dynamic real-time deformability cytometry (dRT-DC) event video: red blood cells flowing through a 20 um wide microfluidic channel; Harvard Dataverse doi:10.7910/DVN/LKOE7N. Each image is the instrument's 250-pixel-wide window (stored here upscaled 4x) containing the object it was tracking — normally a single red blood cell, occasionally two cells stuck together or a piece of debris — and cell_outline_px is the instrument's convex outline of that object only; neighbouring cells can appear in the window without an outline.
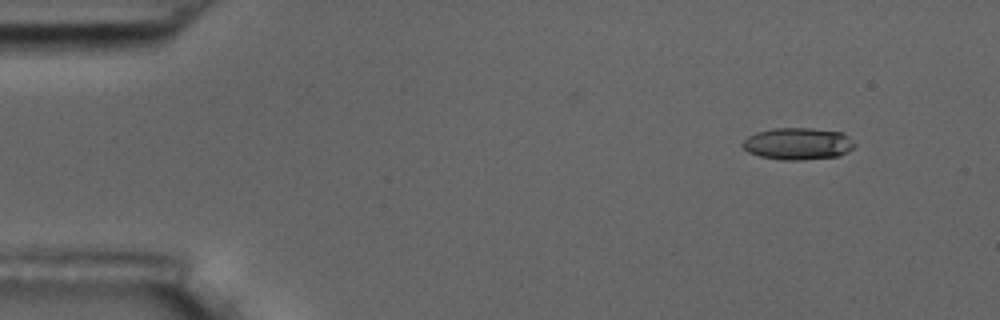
{"species": "common noctule bat (a hibernating species)", "species_latin": "Nyctalus noctula", "temperature_condition": "room temperature", "stored_images_in_passage": 4, "camera_frame_rate_fps": 3000, "um_per_image_px": 0.085, "animal": {"sex": "male", "body_mass_g": 17.5, "forearm_length_mm": 52.3}, "frame": {"image": 1, "passage_image": 1, "time_ms": 0.0, "image_size_px": [1000, 320], "cell_outline_px": [[856, 144], [848, 152], [840, 156], [800, 160], [784, 160], [760, 156], [748, 152], [740, 144], [748, 136], [756, 132], [772, 128], [812, 128], [844, 132]], "centroid_in_image_um": [67.83, 12.21], "position_along_channel_um": 17.2, "area_um2": 21.04}}
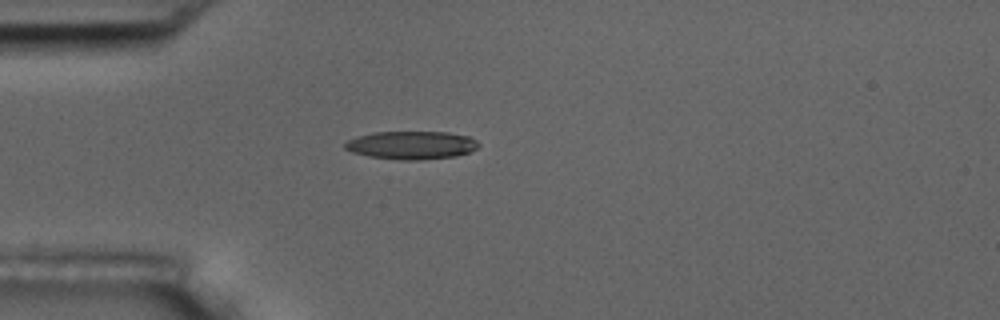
{"frame": {"image": 2, "passage_image": 4, "time_ms": 3.333, "image_size_px": [1000, 320], "cell_outline_px": [[480, 144], [476, 148], [468, 152], [456, 156], [416, 160], [400, 160], [368, 156], [352, 152], [344, 148], [344, 144], [348, 140], [356, 136], [376, 132], [448, 132], [468, 136], [476, 140]], "centroid_in_image_um": [34.96, 12.33], "position_along_channel_um": 50.0, "area_um2": 21.85}}